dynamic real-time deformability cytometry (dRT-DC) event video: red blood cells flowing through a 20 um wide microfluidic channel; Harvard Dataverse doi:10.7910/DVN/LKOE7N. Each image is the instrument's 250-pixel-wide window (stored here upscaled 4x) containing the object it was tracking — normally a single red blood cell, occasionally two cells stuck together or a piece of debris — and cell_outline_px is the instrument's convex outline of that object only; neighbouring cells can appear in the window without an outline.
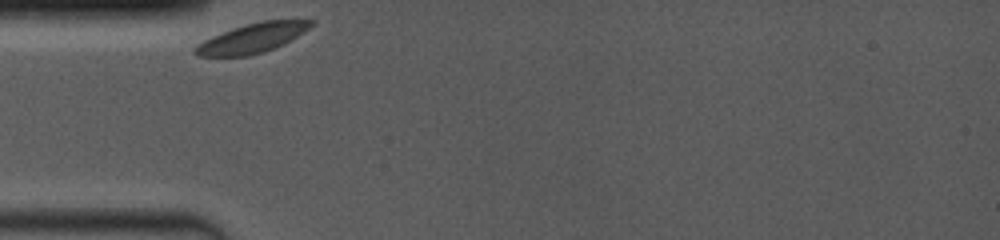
{"species": "common noctule bat (a hibernating species)", "species_latin": "Nyctalus noctula", "temperature_condition": "room temperature", "stored_images_in_passage": 39, "camera_frame_rate_fps": 4000, "um_per_image_px": 0.085, "animal": {"sex": "female", "body_mass_g": 19.0, "forearm_length_mm": 53.3}, "frame": {"image": 1, "passage_image": 1, "time_ms": 0.0, "image_size_px": [1000, 240], "cell_outline_px": [[316, 20], [304, 32], [276, 48], [264, 52], [248, 56], [196, 56], [192, 52], [192, 48], [196, 44], [212, 36], [232, 28], [264, 20]], "centroid_in_image_um": [21.39, 3.26], "position_along_channel_um": 63.6, "area_um2": 19.88}}
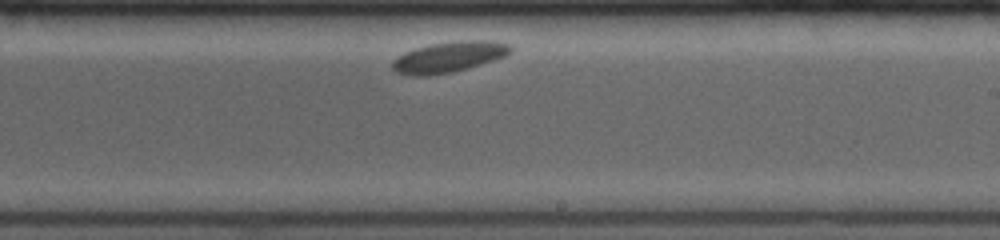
{"frame": {"image": 2, "passage_image": 23, "time_ms": 5.5, "image_size_px": [1000, 240], "cell_outline_px": [[512, 52], [504, 56], [468, 68], [452, 72], [428, 76], [412, 76], [396, 72], [392, 68], [392, 60], [396, 56], [404, 52], [428, 44], [456, 40], [492, 40], [512, 44]], "centroid_in_image_um": [38.14, 4.83], "position_along_channel_um": 250.9, "area_um2": 21.44}}
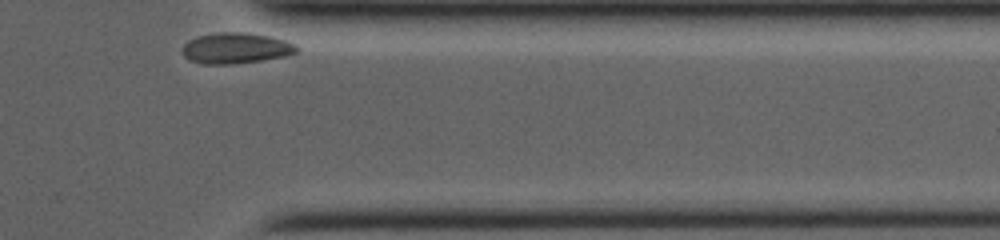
{"frame": {"image": 3, "passage_image": 39, "time_ms": 9.5, "image_size_px": [1000, 240], "cell_outline_px": [[300, 48], [296, 52], [284, 56], [260, 60], [228, 64], [204, 64], [188, 60], [184, 56], [184, 44], [188, 40], [200, 36], [220, 32], [244, 32], [268, 36], [284, 40], [296, 44]], "centroid_in_image_um": [20.05, 4.09], "position_along_channel_um": 391.3, "area_um2": 20.23}}